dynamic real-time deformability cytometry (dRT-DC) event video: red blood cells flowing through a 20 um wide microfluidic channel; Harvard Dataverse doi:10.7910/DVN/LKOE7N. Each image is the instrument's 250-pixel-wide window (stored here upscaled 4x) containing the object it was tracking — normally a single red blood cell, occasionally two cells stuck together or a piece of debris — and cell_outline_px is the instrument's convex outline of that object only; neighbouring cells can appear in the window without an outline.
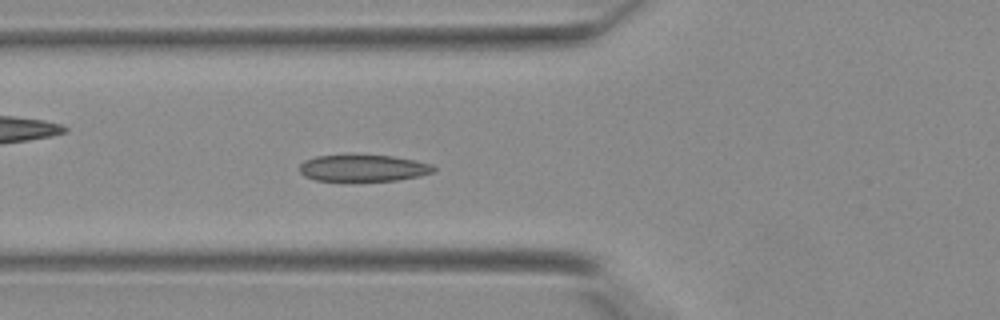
{"species": "Egyptian fruit bat (a non-hibernating species)", "species_latin": "Rousettus aegyptiacus", "temperature_condition": "warm", "stored_images_in_passage": 43, "segment_of_instrument_passage": [1, 2], "camera_frame_rate_fps": 3000, "um_per_image_px": 0.085, "animal": {"sex": "female"}, "frame": {"image": 1, "passage_image": 16, "time_ms": 5.0, "image_size_px": [1000, 320], "cell_outline_px": [[436, 172], [420, 176], [396, 180], [316, 180], [304, 176], [300, 172], [300, 164], [304, 160], [316, 156], [392, 156], [416, 160], [432, 164], [436, 168]], "centroid_in_image_um": [30.92, 14.29], "position_along_channel_um": 94.9, "area_um2": 20.52}}
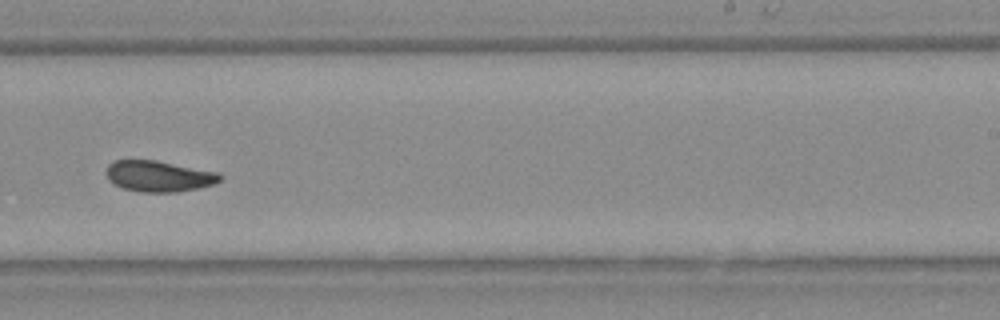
{"frame": {"image": 2, "passage_image": 27, "time_ms": 8.667, "image_size_px": [1000, 320], "cell_outline_px": [[224, 176], [220, 180], [212, 184], [200, 188], [176, 192], [140, 192], [124, 188], [108, 180], [104, 172], [108, 164], [112, 160], [156, 160], [220, 172]], "centroid_in_image_um": [13.5, 14.96], "position_along_channel_um": 275.5, "area_um2": 20.81}}
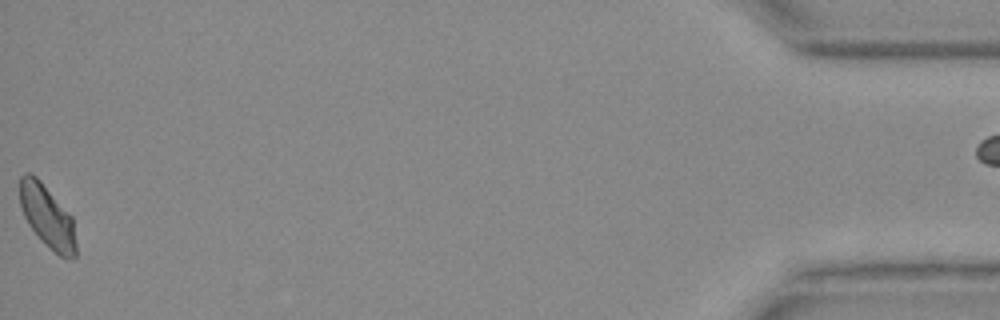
{"frame": {"image": 3, "passage_image": 42, "time_ms": 13.667, "image_size_px": [1000, 320], "cell_outline_px": [[76, 256], [68, 260], [60, 256], [28, 224], [24, 216], [20, 204], [20, 176], [24, 172], [28, 172], [36, 176], [40, 180], [72, 216], [76, 244]], "centroid_in_image_um": [4.03, 18.36], "position_along_channel_um": 431.2, "area_um2": 20.11}}